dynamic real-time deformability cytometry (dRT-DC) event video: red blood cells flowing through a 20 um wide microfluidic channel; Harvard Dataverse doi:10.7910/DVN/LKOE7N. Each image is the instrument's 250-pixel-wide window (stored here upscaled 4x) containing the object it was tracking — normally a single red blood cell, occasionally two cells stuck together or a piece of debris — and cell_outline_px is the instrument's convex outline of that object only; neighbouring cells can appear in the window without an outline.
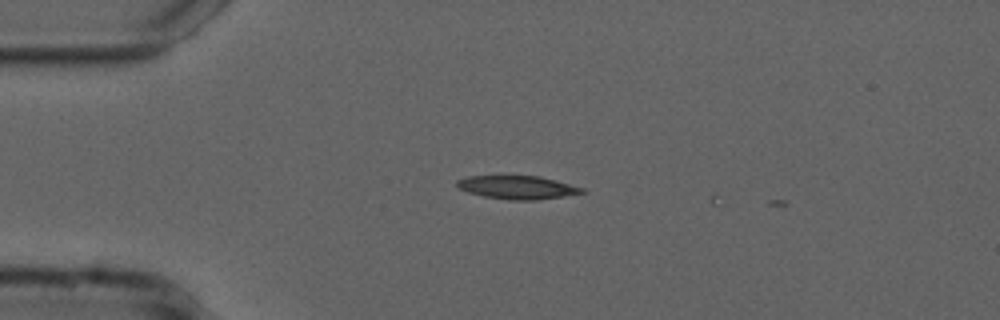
{"species": "common noctule bat (a hibernating species)", "species_latin": "Nyctalus noctula", "temperature_condition": "cold", "stored_images_in_passage": 2, "camera_frame_rate_fps": 3000, "um_per_image_px": 0.085, "animal": {"sex": "male", "forearm_length_mm": 52.5}, "frame": {"image": 1, "passage_image": 1, "time_ms": 0.0, "image_size_px": [1000, 320], "cell_outline_px": [[588, 192], [564, 196], [536, 200], [508, 200], [484, 196], [468, 192], [460, 188], [456, 184], [456, 180], [468, 176], [540, 176], [556, 180], [584, 188]], "centroid_in_image_um": [44.01, 15.93], "position_along_channel_um": 41.0, "area_um2": 16.99}}